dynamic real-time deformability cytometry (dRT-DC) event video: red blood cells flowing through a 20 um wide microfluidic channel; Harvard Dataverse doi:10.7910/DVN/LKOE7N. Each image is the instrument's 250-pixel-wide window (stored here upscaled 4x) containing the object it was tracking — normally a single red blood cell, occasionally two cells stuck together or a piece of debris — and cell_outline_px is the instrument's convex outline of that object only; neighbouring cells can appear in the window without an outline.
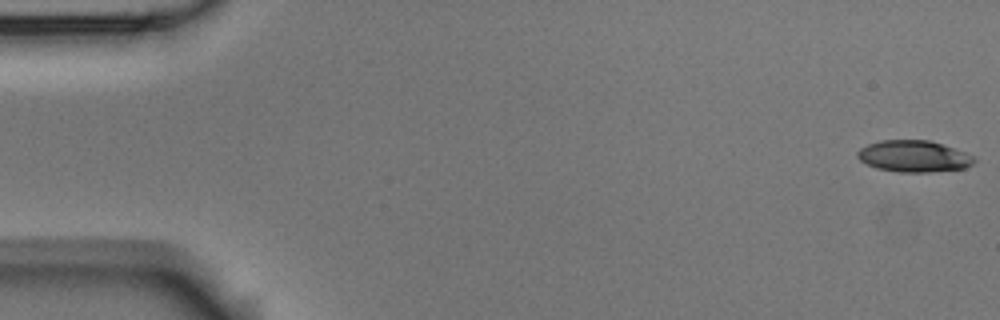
{"species": "Egyptian fruit bat (a non-hibernating species)", "species_latin": "Rousettus aegyptiacus", "temperature_condition": "room temperature", "stored_images_in_passage": 5, "camera_frame_rate_fps": 3000, "um_per_image_px": 0.085, "animal": {"sex": "male"}, "frame": {"image": 1, "passage_image": 1, "time_ms": 0.0, "image_size_px": [1000, 320], "cell_outline_px": [[976, 160], [972, 164], [964, 168], [932, 172], [900, 172], [876, 168], [860, 160], [856, 156], [856, 152], [860, 148], [868, 144], [880, 140], [928, 140], [976, 156]], "centroid_in_image_um": [77.66, 13.28], "position_along_channel_um": 7.3, "area_um2": 21.39}}
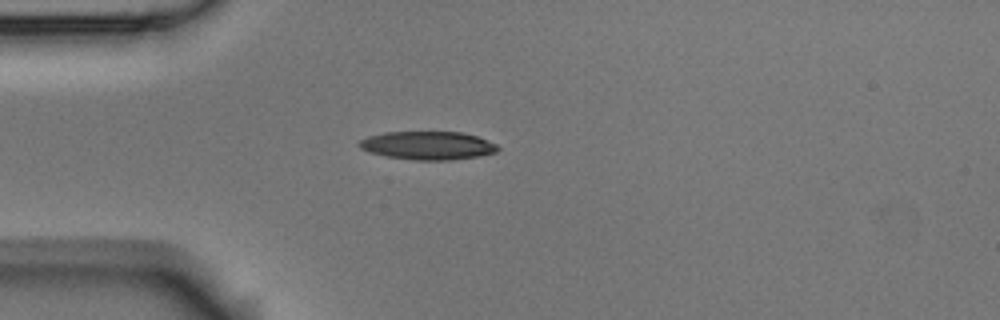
{"frame": {"image": 2, "passage_image": 5, "time_ms": 4.667, "image_size_px": [1000, 320], "cell_outline_px": [[500, 148], [496, 152], [480, 156], [452, 160], [412, 160], [384, 156], [360, 148], [356, 144], [360, 140], [368, 136], [384, 132], [460, 132], [476, 136], [496, 144]], "centroid_in_image_um": [36.35, 12.37], "position_along_channel_um": 48.7, "area_um2": 22.89}}